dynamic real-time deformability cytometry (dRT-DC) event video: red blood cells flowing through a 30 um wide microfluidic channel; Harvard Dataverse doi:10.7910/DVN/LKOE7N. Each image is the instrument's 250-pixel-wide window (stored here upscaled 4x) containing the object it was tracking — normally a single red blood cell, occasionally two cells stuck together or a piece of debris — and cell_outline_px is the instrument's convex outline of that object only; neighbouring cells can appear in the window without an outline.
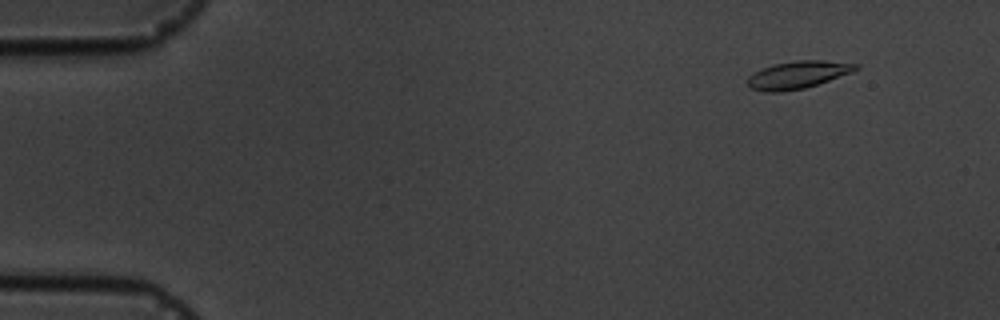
{"species": "common noctule bat (a hibernating species)", "species_latin": "Nyctalus noctula", "temperature_condition": "cold", "stored_images_in_passage": 10, "camera_frame_rate_fps": 3000, "um_per_image_px": 0.085, "animal": {"sex": "male", "body_mass_g": 19.5, "forearm_length_mm": 54.6}, "frame": {"image": 1, "passage_image": 2, "time_ms": 1.333, "image_size_px": [1000, 320], "cell_outline_px": [[860, 68], [852, 72], [804, 88], [780, 92], [764, 92], [748, 88], [748, 76], [772, 64], [800, 60], [820, 60], [860, 64]], "centroid_in_image_um": [67.8, 6.36], "position_along_channel_um": 17.2, "area_um2": 17.17}}
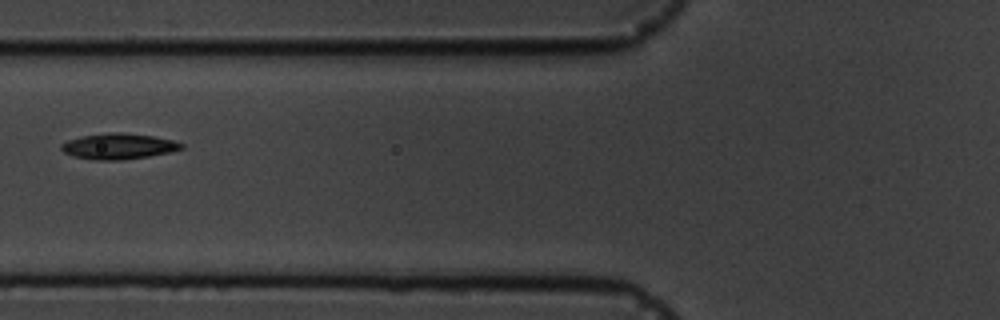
{"frame": {"image": 2, "passage_image": 7, "time_ms": 7.0, "image_size_px": [1000, 320], "cell_outline_px": [[184, 148], [168, 152], [148, 156], [120, 160], [92, 160], [72, 156], [64, 152], [60, 148], [60, 144], [68, 140], [84, 136], [108, 132], [120, 132], [152, 136], [172, 140], [184, 144]], "centroid_in_image_um": [10.04, 12.43], "position_along_channel_um": 115.8, "area_um2": 17.92}}
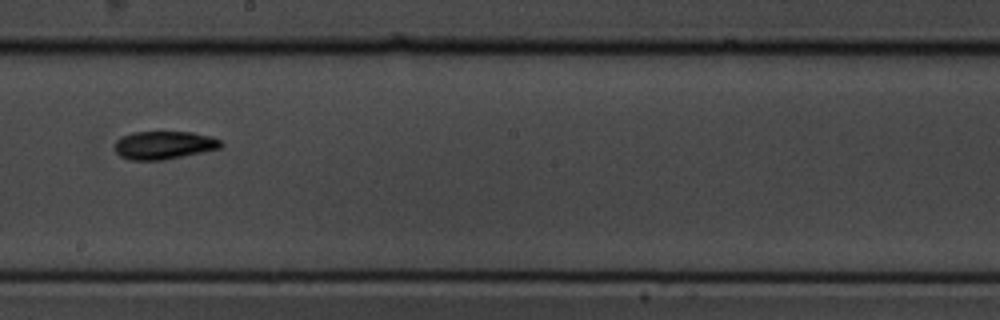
{"frame": {"image": 3, "passage_image": 10, "time_ms": 10.333, "image_size_px": [1000, 320], "cell_outline_px": [[224, 144], [220, 148], [164, 160], [132, 160], [120, 156], [116, 152], [116, 140], [132, 132], [192, 132], [212, 136], [220, 140]], "centroid_in_image_um": [13.96, 12.33], "position_along_channel_um": 234.2, "area_um2": 17.28}}